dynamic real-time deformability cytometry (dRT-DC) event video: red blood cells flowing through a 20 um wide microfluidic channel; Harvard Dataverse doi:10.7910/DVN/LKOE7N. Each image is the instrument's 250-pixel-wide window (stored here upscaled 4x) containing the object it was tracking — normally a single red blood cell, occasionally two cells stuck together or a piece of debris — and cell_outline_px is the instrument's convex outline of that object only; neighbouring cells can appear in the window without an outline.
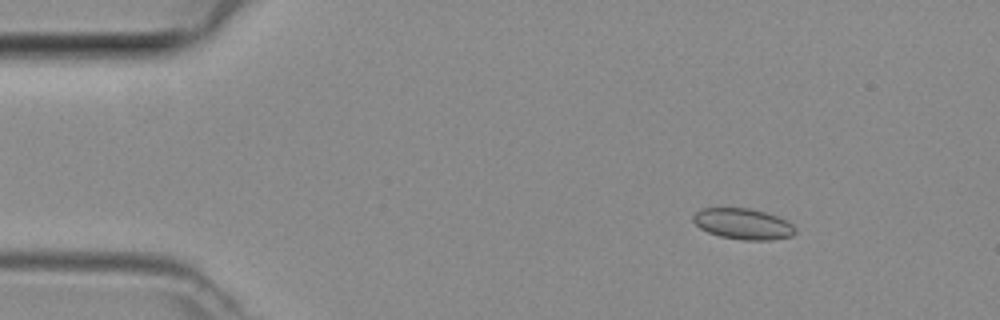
{"species": "common noctule bat (a hibernating species)", "species_latin": "Nyctalus noctula", "temperature_condition": "room temperature", "stored_images_in_passage": 48, "segment_of_instrument_passage": [1, 2], "camera_frame_rate_fps": 3000, "um_per_image_px": 0.085, "animal": {"sex": "female", "body_mass_g": 29.2, "forearm_length_mm": 56.3}, "frame": {"image": 1, "passage_image": 6, "time_ms": 1.667, "image_size_px": [1000, 320], "cell_outline_px": [[796, 232], [792, 236], [768, 240], [744, 240], [720, 236], [708, 232], [700, 228], [692, 220], [692, 216], [700, 208], [748, 208], [764, 212], [788, 220], [796, 228]], "centroid_in_image_um": [63.16, 19.03], "position_along_channel_um": 21.8, "area_um2": 18.38}}
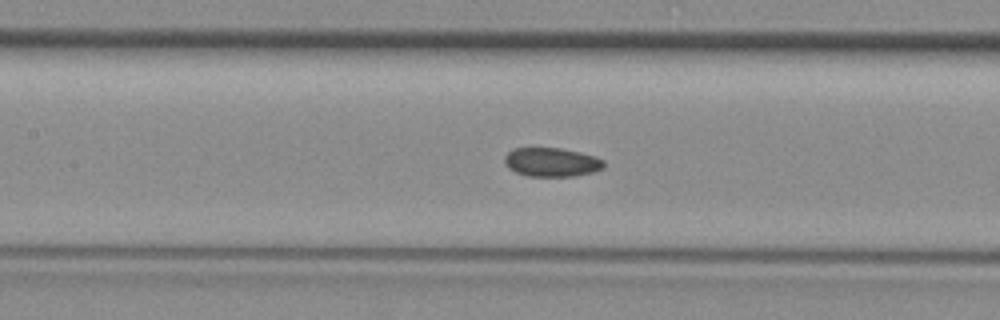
{"frame": {"image": 2, "passage_image": 21, "time_ms": 6.667, "image_size_px": [1000, 320], "cell_outline_px": [[604, 168], [596, 172], [572, 176], [528, 176], [516, 172], [508, 168], [504, 160], [504, 156], [508, 152], [516, 148], [560, 148], [580, 152], [596, 156], [604, 160]], "centroid_in_image_um": [46.92, 13.78], "position_along_channel_um": 160.5, "area_um2": 16.82}}
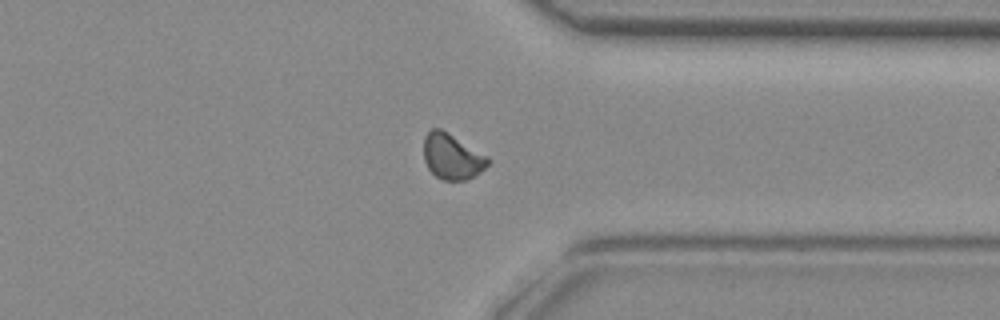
{"frame": {"image": 3, "passage_image": 36, "time_ms": 11.667, "image_size_px": [1000, 320], "cell_outline_px": [[488, 164], [480, 172], [468, 180], [444, 180], [436, 176], [428, 168], [424, 160], [424, 136], [432, 128], [440, 128], [448, 132], [488, 156]], "centroid_in_image_um": [38.41, 13.3], "position_along_channel_um": 373.0, "area_um2": 16.99}}